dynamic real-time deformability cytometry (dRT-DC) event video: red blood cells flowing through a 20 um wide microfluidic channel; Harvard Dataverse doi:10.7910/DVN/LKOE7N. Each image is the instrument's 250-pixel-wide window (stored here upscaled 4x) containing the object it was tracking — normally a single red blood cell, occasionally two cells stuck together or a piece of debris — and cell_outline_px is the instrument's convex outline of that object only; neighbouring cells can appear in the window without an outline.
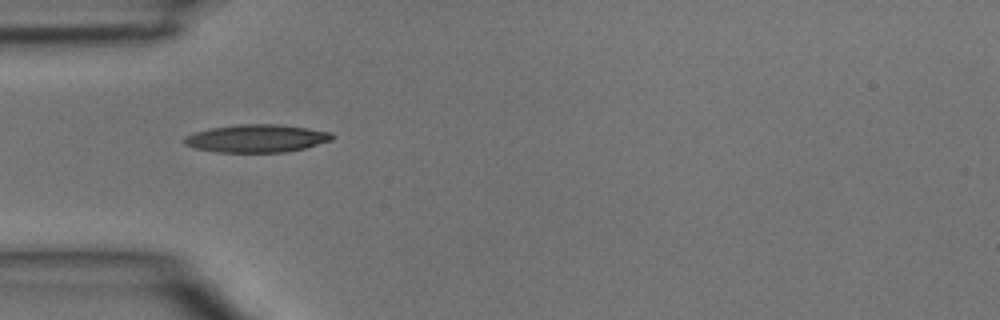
{"species": "common noctule bat (a hibernating species)", "species_latin": "Nyctalus noctula", "temperature_condition": "room temperature", "stored_images_in_passage": 32, "camera_frame_rate_fps": 3000, "um_per_image_px": 0.085, "animal": {"sex": "male", "body_mass_g": 15.6}, "frame": {"image": 1, "passage_image": 1, "time_ms": 0.0, "image_size_px": [1000, 320], "cell_outline_px": [[336, 136], [332, 140], [304, 148], [284, 152], [216, 152], [196, 148], [184, 144], [184, 136], [196, 132], [212, 128], [240, 124], [280, 124], [308, 128], [332, 132]], "centroid_in_image_um": [21.85, 11.76], "position_along_channel_um": 63.1, "area_um2": 23.93}}
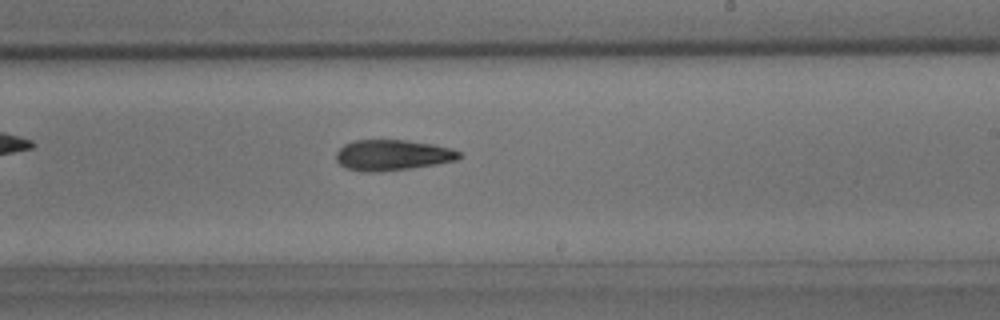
{"frame": {"image": 2, "passage_image": 14, "time_ms": 4.333, "image_size_px": [1000, 320], "cell_outline_px": [[460, 156], [456, 160], [436, 164], [412, 168], [376, 172], [364, 172], [348, 168], [340, 164], [336, 160], [336, 152], [344, 144], [356, 140], [404, 140], [432, 144], [452, 148], [460, 152]], "centroid_in_image_um": [33.35, 13.18], "position_along_channel_um": 255.7, "area_um2": 21.91}}